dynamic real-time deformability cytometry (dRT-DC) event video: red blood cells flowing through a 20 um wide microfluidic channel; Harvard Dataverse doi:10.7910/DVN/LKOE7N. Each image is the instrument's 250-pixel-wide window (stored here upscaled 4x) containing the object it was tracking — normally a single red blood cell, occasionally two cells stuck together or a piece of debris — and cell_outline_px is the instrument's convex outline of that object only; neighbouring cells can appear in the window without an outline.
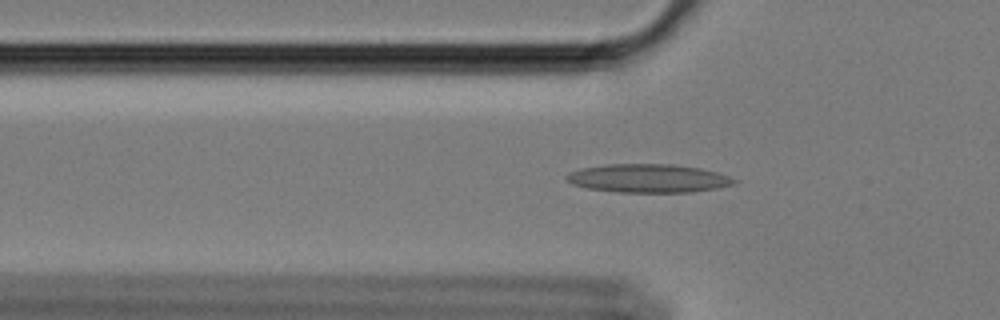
{"species": "Egyptian fruit bat (a non-hibernating species)", "species_latin": "Rousettus aegyptiacus", "temperature_condition": "cold", "stored_images_in_passage": 35, "camera_frame_rate_fps": 3000, "um_per_image_px": 0.085, "animal": {"sex": "female"}, "frame": {"image": 1, "passage_image": 3, "time_ms": 0.667, "image_size_px": [1000, 320], "cell_outline_px": [[740, 180], [736, 184], [716, 188], [692, 192], [616, 192], [588, 188], [572, 184], [564, 176], [568, 172], [584, 168], [608, 164], [676, 164], [700, 168], [716, 172]], "centroid_in_image_um": [55.14, 15.15], "position_along_channel_um": 70.7, "area_um2": 27.86}}
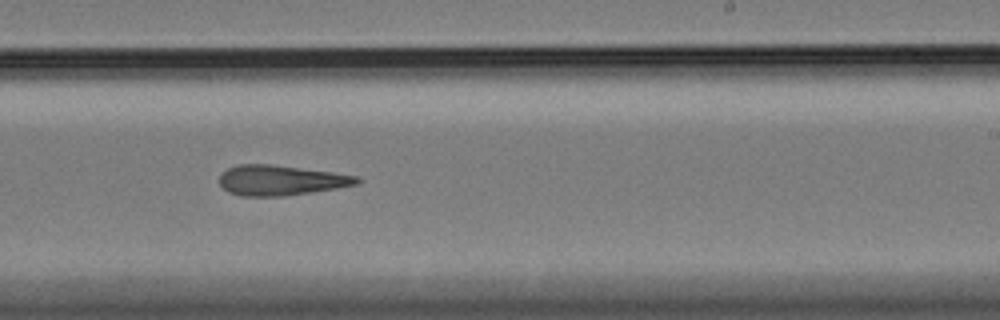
{"frame": {"image": 2, "passage_image": 20, "time_ms": 6.333, "image_size_px": [1000, 320], "cell_outline_px": [[364, 180], [360, 184], [312, 192], [284, 196], [240, 196], [228, 192], [220, 184], [220, 176], [228, 168], [240, 164], [268, 164], [332, 172], [360, 176]], "centroid_in_image_um": [23.92, 15.33], "position_along_channel_um": 265.1, "area_um2": 24.16}}
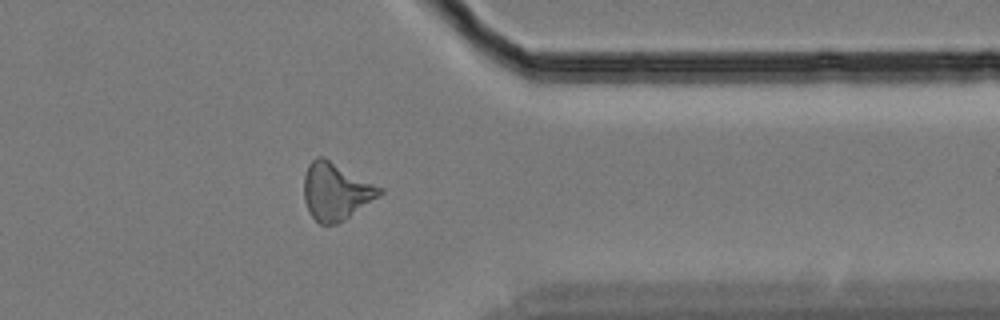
{"frame": {"image": 3, "passage_image": 31, "time_ms": 10.0, "image_size_px": [1000, 320], "cell_outline_px": [[384, 192], [380, 196], [344, 220], [336, 224], [320, 224], [312, 216], [304, 200], [304, 176], [308, 164], [316, 156], [324, 156], [384, 188]], "centroid_in_image_um": [28.57, 16.24], "position_along_channel_um": 382.8, "area_um2": 25.43}, "authors_computed_cell_mechanics": {"area_um2": 23.9292, "velocity_mm_per_s": 3.4231, "shape_relaxation_time_tau1_ms": null, "shape_relaxation_time_tau2_ms": 6.2651, "deformation_change_tau1": null, "deformation_change_tau2": 0.2229}}